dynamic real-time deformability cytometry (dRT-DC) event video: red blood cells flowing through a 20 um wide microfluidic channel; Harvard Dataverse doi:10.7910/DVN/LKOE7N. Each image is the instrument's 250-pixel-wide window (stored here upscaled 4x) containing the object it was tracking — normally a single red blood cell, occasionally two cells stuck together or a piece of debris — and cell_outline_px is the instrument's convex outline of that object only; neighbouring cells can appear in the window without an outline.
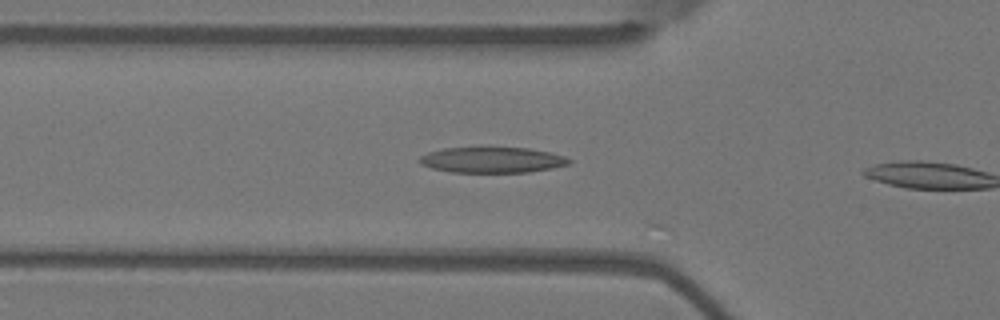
{"species": "Egyptian fruit bat (a non-hibernating species)", "species_latin": "Rousettus aegyptiacus", "temperature_condition": "warm", "stored_images_in_passage": 7, "camera_frame_rate_fps": 3000, "um_per_image_px": 0.085, "animal": {"sex": "female"}, "frame": {"image": 1, "passage_image": 6, "time_ms": 1.667, "image_size_px": [1000, 320], "cell_outline_px": [[572, 160], [568, 164], [552, 168], [528, 172], [452, 172], [432, 168], [420, 164], [416, 160], [420, 156], [428, 152], [444, 148], [528, 148], [548, 152], [564, 156]], "centroid_in_image_um": [41.79, 13.6], "position_along_channel_um": 84.0, "area_um2": 22.2}}